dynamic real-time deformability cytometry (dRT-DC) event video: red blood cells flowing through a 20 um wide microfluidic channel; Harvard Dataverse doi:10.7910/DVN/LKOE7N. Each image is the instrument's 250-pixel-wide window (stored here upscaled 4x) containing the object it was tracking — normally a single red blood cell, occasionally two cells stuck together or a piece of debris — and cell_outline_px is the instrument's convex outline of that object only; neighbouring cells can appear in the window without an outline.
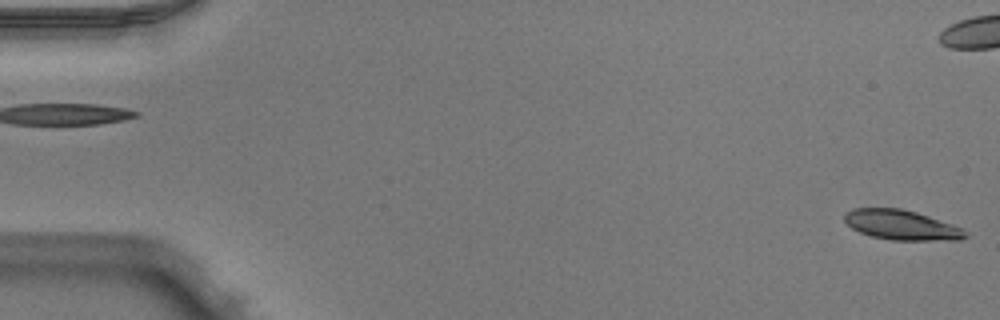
{"species": "Egyptian fruit bat (a non-hibernating species)", "species_latin": "Rousettus aegyptiacus", "temperature_condition": "warm", "stored_images_in_passage": 52, "camera_frame_rate_fps": 3000, "um_per_image_px": 0.085, "animal": {"sex": "male"}, "frame": {"image": 1, "passage_image": 1, "time_ms": 0.0, "image_size_px": [1000, 320], "cell_outline_px": [[968, 236], [960, 240], [892, 240], [872, 236], [860, 232], [852, 228], [844, 220], [844, 212], [852, 208], [900, 208], [916, 212], [952, 224], [968, 232]], "centroid_in_image_um": [76.62, 19.12], "position_along_channel_um": 8.4, "area_um2": 20.98}}
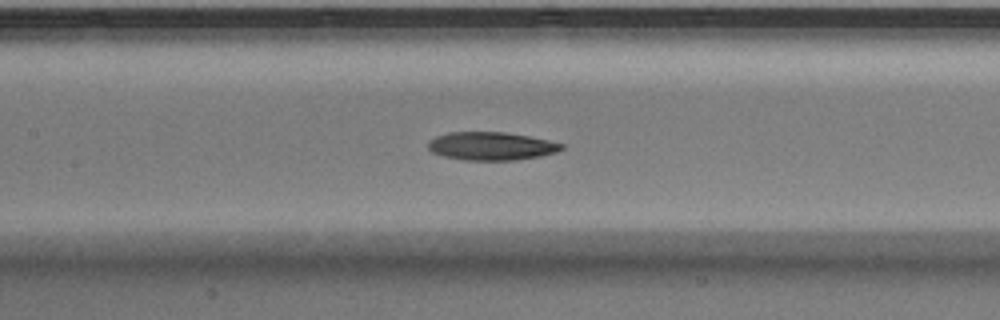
{"frame": {"image": 2, "passage_image": 24, "time_ms": 7.667, "image_size_px": [1000, 320], "cell_outline_px": [[564, 148], [556, 152], [540, 156], [516, 160], [464, 160], [444, 156], [432, 152], [428, 148], [428, 140], [436, 136], [448, 132], [504, 132], [528, 136], [548, 140], [564, 144]], "centroid_in_image_um": [41.74, 12.41], "position_along_channel_um": 165.7, "area_um2": 21.91}}
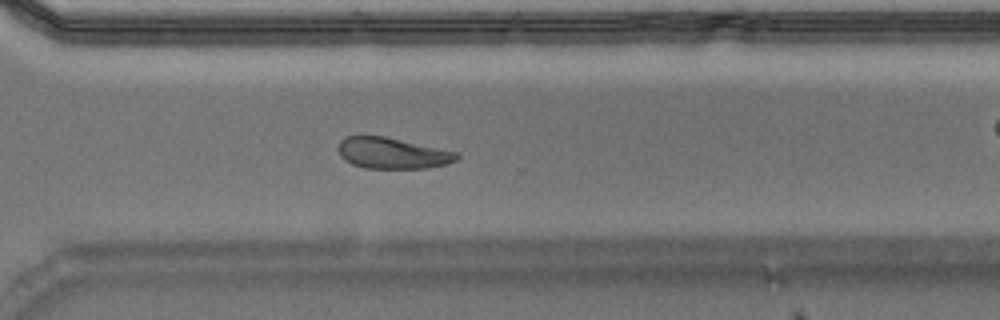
{"frame": {"image": 3, "passage_image": 37, "time_ms": 12.0, "image_size_px": [1000, 320], "cell_outline_px": [[460, 156], [456, 160], [444, 164], [428, 168], [364, 168], [352, 164], [344, 160], [340, 156], [340, 140], [348, 136], [384, 136], [456, 152]], "centroid_in_image_um": [33.33, 13.03], "position_along_channel_um": 337.3, "area_um2": 21.1}, "authors_computed_cell_mechanics": {"area_um2": 22.3686, "velocity_mm_per_s": 3.9702, "shape_relaxation_time_tau1_ms": 5.7759, "shape_relaxation_time_tau2_ms": 10.1173, "deformation_change_tau1": 0.1394, "deformation_change_tau2": 0.2028}}